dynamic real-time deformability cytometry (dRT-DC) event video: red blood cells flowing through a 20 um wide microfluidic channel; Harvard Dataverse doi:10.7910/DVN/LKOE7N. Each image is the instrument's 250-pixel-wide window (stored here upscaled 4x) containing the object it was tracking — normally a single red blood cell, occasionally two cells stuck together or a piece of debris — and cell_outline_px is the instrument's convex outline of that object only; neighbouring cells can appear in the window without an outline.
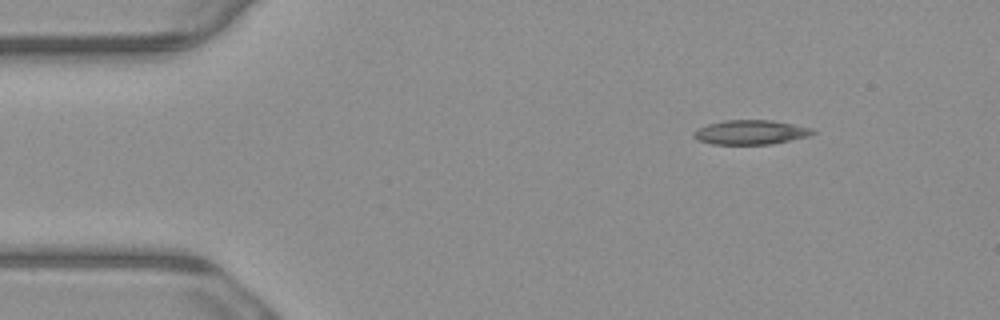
{"species": "common noctule bat (a hibernating species)", "species_latin": "Nyctalus noctula", "temperature_condition": "warm", "stored_images_in_passage": 3, "camera_frame_rate_fps": 3000, "um_per_image_px": 0.085, "animal": {"sex": "male", "body_mass_g": 23.1, "forearm_length_mm": 52.7}, "frame": {"image": 1, "passage_image": 1, "time_ms": 0.0, "image_size_px": [1000, 320], "cell_outline_px": [[816, 132], [808, 136], [772, 144], [712, 144], [700, 140], [692, 136], [692, 132], [708, 124], [724, 120], [772, 120], [812, 128]], "centroid_in_image_um": [63.8, 11.24], "position_along_channel_um": 21.2, "area_um2": 16.76}}
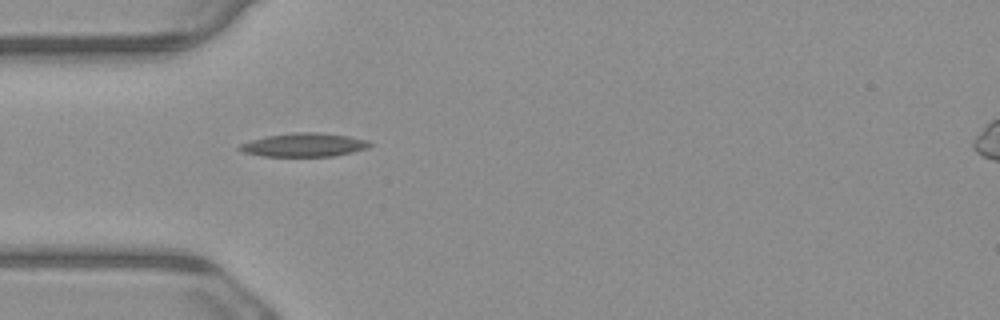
{"frame": {"image": 2, "passage_image": 3, "time_ms": 0.667, "image_size_px": [1000, 320], "cell_outline_px": [[372, 144], [368, 148], [352, 152], [332, 156], [264, 156], [244, 152], [236, 148], [240, 144], [252, 140], [268, 136], [296, 132], [316, 132], [348, 136], [368, 140]], "centroid_in_image_um": [25.86, 12.32], "position_along_channel_um": 59.1, "area_um2": 17.69}}